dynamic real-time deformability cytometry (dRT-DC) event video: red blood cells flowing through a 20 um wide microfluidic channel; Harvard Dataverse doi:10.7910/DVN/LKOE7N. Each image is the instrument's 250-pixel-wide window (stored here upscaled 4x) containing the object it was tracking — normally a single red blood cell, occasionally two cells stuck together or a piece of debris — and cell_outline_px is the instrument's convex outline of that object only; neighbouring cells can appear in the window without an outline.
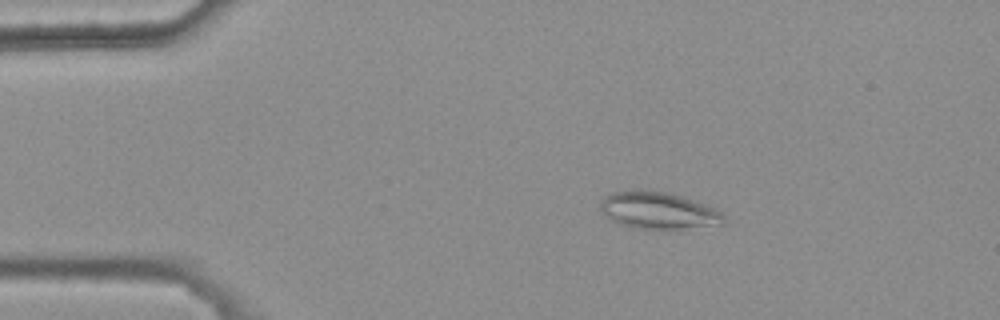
{"species": "common noctule bat (a hibernating species)", "species_latin": "Nyctalus noctula", "temperature_condition": "warm", "stored_images_in_passage": 4, "camera_frame_rate_fps": 3000, "um_per_image_px": 0.085, "animal": {"sex": "female", "body_mass_g": 25.1}, "frame": {"image": 1, "passage_image": 3, "time_ms": 0.667, "image_size_px": [1000, 320], "cell_outline_px": [[724, 224], [680, 228], [636, 228], [620, 224], [612, 220], [600, 208], [600, 204], [604, 196], [612, 192], [664, 192], [680, 196], [716, 208], [724, 216]], "centroid_in_image_um": [55.97, 17.91], "position_along_channel_um": 29.0, "area_um2": 25.49}}